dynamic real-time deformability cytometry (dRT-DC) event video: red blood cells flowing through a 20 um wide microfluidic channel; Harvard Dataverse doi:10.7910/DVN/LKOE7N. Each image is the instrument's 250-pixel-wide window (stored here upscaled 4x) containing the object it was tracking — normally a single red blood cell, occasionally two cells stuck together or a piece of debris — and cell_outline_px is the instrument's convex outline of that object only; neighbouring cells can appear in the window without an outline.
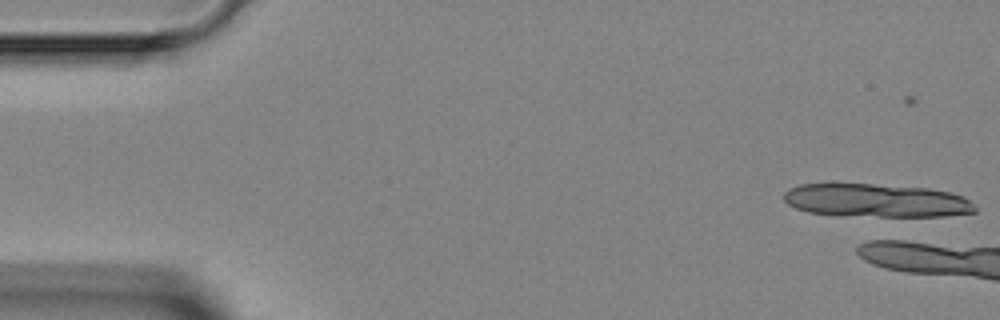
{"species": "Egyptian fruit bat (a non-hibernating species)", "species_latin": "Rousettus aegyptiacus", "temperature_condition": "room temperature", "stored_images_in_passage": 3, "camera_frame_rate_fps": 3000, "um_per_image_px": 0.085, "animal": {"sex": "female"}, "frame": {"image": 1, "passage_image": 1, "time_ms": 0.0, "image_size_px": [1000, 320], "cell_outline_px": [[976, 212], [944, 216], [876, 216], [808, 212], [796, 208], [788, 204], [784, 200], [784, 192], [788, 188], [800, 184], [872, 184], [928, 188], [948, 192], [964, 196], [976, 208]], "centroid_in_image_um": [74.49, 17.03], "position_along_channel_um": 10.5, "area_um2": 36.7}}